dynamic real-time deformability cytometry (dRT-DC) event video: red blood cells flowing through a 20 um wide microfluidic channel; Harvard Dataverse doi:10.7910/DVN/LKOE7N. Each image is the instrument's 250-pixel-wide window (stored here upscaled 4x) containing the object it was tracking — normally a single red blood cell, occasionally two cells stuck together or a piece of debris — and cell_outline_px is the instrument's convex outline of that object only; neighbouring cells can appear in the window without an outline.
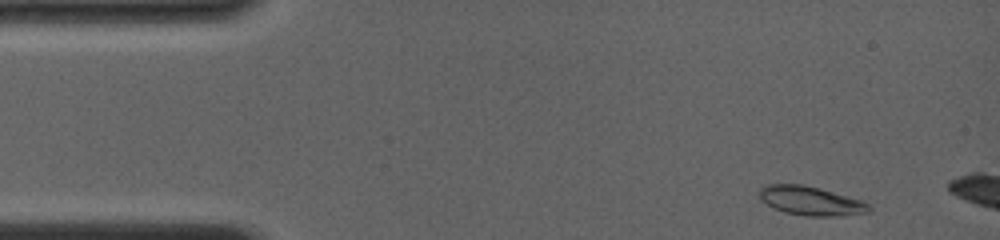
{"species": "common noctule bat (a hibernating species)", "species_latin": "Nyctalus noctula", "temperature_condition": "room temperature", "stored_images_in_passage": 7, "camera_frame_rate_fps": 4000, "um_per_image_px": 0.085, "animal": {"sex": "female", "body_mass_g": 19.0, "forearm_length_mm": 56.7}, "frame": {"image": 1, "passage_image": 1, "time_ms": 0.0, "image_size_px": [1000, 240], "cell_outline_px": [[872, 212], [840, 216], [804, 216], [784, 212], [760, 200], [760, 188], [764, 184], [804, 184], [820, 188], [860, 200], [868, 204], [872, 208]], "centroid_in_image_um": [68.92, 17.07], "position_along_channel_um": 16.1, "area_um2": 18.55}}